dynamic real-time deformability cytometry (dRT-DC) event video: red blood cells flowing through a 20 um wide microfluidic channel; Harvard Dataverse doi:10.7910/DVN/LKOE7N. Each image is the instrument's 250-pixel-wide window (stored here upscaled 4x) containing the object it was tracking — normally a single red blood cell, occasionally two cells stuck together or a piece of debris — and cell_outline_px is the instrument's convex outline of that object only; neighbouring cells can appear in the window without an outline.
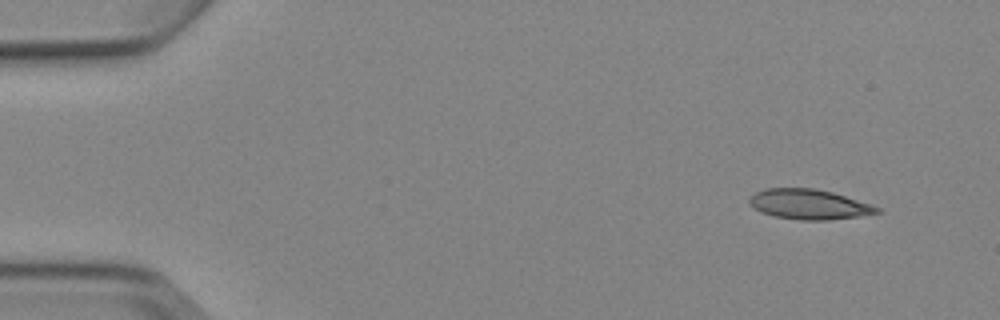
{"species": "Egyptian fruit bat (a non-hibernating species)", "species_latin": "Rousettus aegyptiacus", "temperature_condition": "cold", "stored_images_in_passage": 4, "camera_frame_rate_fps": 3000, "um_per_image_px": 0.085, "animal": {"sex": "female"}, "frame": {"image": 1, "passage_image": 1, "time_ms": 0.0, "image_size_px": [1000, 320], "cell_outline_px": [[880, 212], [856, 216], [828, 220], [800, 220], [776, 216], [764, 212], [756, 208], [748, 200], [756, 192], [764, 188], [816, 188], [832, 192], [872, 204], [880, 208]], "centroid_in_image_um": [68.8, 17.35], "position_along_channel_um": 16.2, "area_um2": 21.96}}
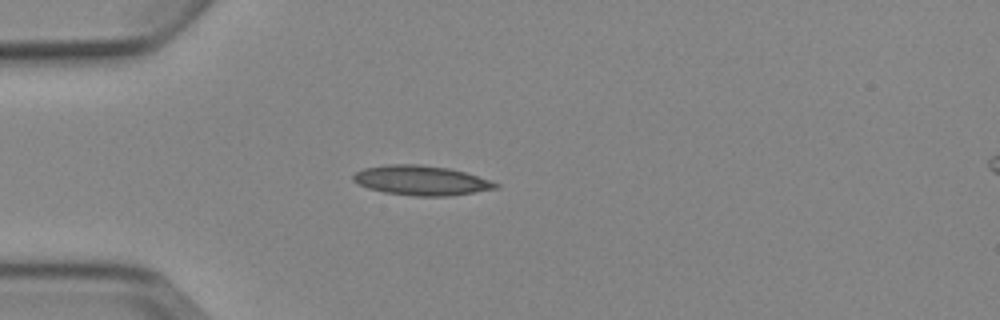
{"frame": {"image": 2, "passage_image": 4, "time_ms": 3.333, "image_size_px": [1000, 320], "cell_outline_px": [[500, 188], [448, 196], [416, 196], [384, 192], [368, 188], [352, 180], [352, 176], [356, 172], [364, 168], [388, 164], [420, 164], [448, 168], [464, 172], [500, 184]], "centroid_in_image_um": [35.79, 15.33], "position_along_channel_um": 49.2, "area_um2": 24.45}}